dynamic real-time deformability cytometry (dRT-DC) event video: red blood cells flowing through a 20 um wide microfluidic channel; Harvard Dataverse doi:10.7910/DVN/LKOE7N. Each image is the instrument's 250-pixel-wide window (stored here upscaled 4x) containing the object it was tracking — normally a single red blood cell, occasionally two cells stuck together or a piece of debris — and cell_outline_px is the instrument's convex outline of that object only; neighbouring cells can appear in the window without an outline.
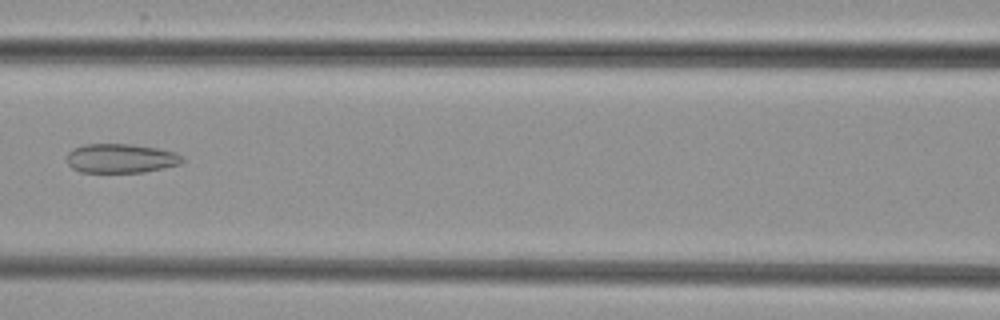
{"species": "common noctule bat (a hibernating species)", "species_latin": "Nyctalus noctula", "temperature_condition": "cold", "stored_images_in_passage": 8, "camera_frame_rate_fps": 3000, "um_per_image_px": 0.085, "animal": {"sex": "female", "body_mass_g": 29.2, "forearm_length_mm": 56.3}, "frame": {"image": 1, "passage_image": 7, "time_ms": 7.0, "image_size_px": [1000, 320], "cell_outline_px": [[184, 160], [180, 164], [164, 168], [144, 172], [80, 172], [72, 168], [68, 164], [68, 152], [72, 148], [84, 144], [132, 144], [156, 148], [176, 152], [184, 156]], "centroid_in_image_um": [10.29, 13.46], "position_along_channel_um": 156.3, "area_um2": 19.77}}
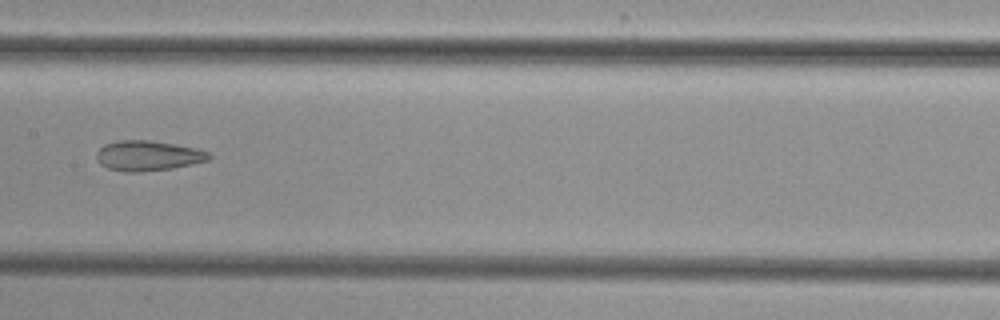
{"frame": {"image": 2, "passage_image": 8, "time_ms": 8.0, "image_size_px": [1000, 320], "cell_outline_px": [[212, 156], [208, 160], [192, 164], [172, 168], [140, 172], [124, 172], [108, 168], [100, 164], [96, 156], [96, 152], [104, 144], [116, 140], [152, 140], [176, 144], [196, 148], [208, 152]], "centroid_in_image_um": [12.56, 13.23], "position_along_channel_um": 194.8, "area_um2": 19.88}}